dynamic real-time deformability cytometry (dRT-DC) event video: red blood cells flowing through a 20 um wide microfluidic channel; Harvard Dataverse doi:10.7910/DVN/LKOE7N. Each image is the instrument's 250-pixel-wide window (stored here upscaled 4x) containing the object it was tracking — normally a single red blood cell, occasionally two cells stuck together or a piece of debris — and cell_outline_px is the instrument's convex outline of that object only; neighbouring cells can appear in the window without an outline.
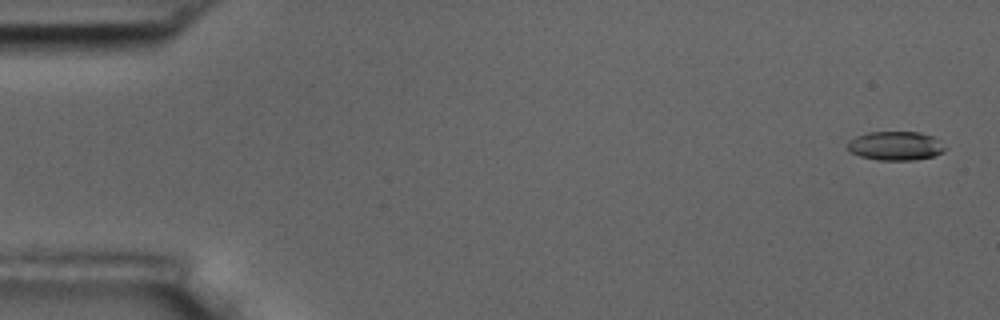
{"species": "common noctule bat (a hibernating species)", "species_latin": "Nyctalus noctula", "temperature_condition": "room temperature", "stored_images_in_passage": 6, "segment_of_instrument_passage": [1, 2], "camera_frame_rate_fps": 3000, "um_per_image_px": 0.085, "animal": {"sex": "male", "body_mass_g": 17.5, "forearm_length_mm": 52.3}, "frame": {"image": 1, "passage_image": 1, "time_ms": 0.0, "image_size_px": [1000, 320], "cell_outline_px": [[948, 148], [944, 152], [932, 156], [916, 160], [876, 160], [860, 156], [848, 152], [848, 140], [856, 136], [868, 132], [920, 132], [932, 136], [940, 140]], "centroid_in_image_um": [76.13, 12.4], "position_along_channel_um": 8.9, "area_um2": 16.7}}